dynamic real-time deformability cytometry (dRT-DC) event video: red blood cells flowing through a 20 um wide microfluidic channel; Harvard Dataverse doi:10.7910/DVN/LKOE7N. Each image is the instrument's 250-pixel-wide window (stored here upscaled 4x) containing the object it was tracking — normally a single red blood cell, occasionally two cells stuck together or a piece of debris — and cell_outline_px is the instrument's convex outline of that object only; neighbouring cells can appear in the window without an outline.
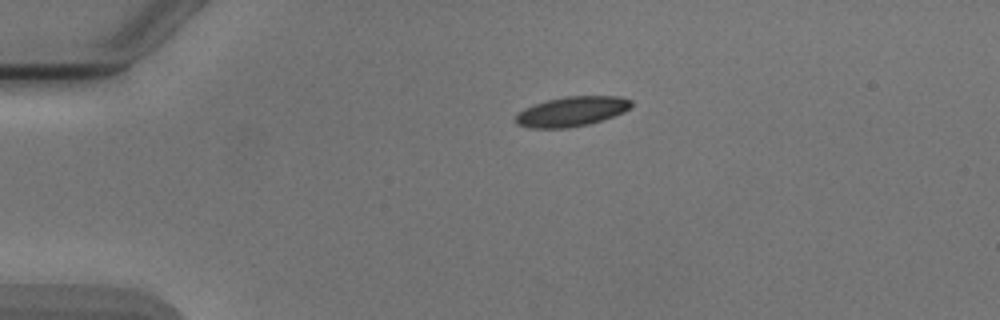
{"species": "Egyptian fruit bat (a non-hibernating species)", "species_latin": "Rousettus aegyptiacus", "temperature_condition": "cold", "stored_images_in_passage": 2, "camera_frame_rate_fps": 3000, "um_per_image_px": 0.085, "animal": {"sex": "male"}, "frame": {"image": 1, "passage_image": 1, "time_ms": 0.0, "image_size_px": [1000, 320], "cell_outline_px": [[632, 104], [624, 112], [588, 124], [568, 128], [532, 128], [516, 124], [516, 116], [524, 108], [548, 100], [564, 96], [620, 96], [632, 100]], "centroid_in_image_um": [48.6, 9.47], "position_along_channel_um": 36.4, "area_um2": 19.83}}